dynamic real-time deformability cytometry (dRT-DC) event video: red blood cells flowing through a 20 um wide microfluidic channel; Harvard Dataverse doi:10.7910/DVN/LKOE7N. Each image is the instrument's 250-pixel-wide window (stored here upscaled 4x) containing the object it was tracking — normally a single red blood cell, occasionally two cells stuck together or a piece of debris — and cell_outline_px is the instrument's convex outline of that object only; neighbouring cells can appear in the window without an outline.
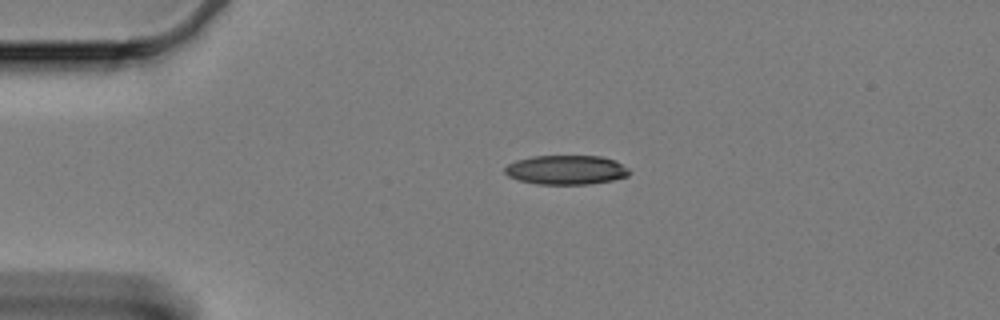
{"species": "Egyptian fruit bat (a non-hibernating species)", "species_latin": "Rousettus aegyptiacus", "temperature_condition": "cold", "stored_images_in_passage": 48, "camera_frame_rate_fps": 3000, "um_per_image_px": 0.085, "animal": {"sex": "female"}, "frame": {"image": 1, "passage_image": 1, "time_ms": 0.0, "image_size_px": [1000, 320], "cell_outline_px": [[632, 172], [628, 176], [612, 180], [588, 184], [536, 184], [520, 180], [508, 176], [504, 172], [504, 168], [508, 164], [516, 160], [532, 156], [600, 156], [616, 160], [628, 168]], "centroid_in_image_um": [48.14, 14.43], "position_along_channel_um": 36.9, "area_um2": 21.33}}
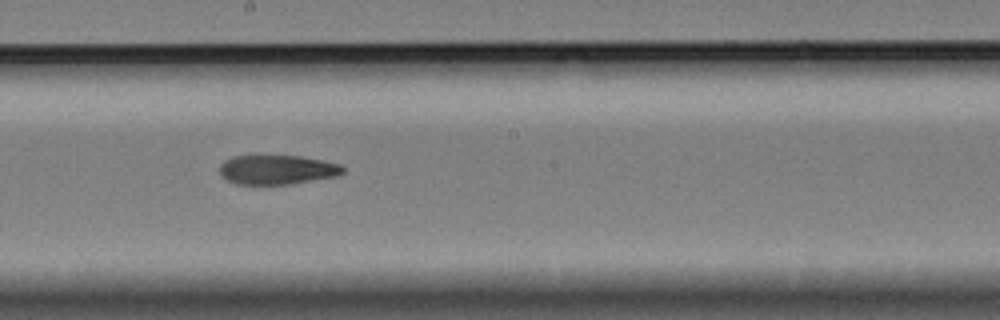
{"frame": {"image": 2, "passage_image": 21, "time_ms": 6.667, "image_size_px": [1000, 320], "cell_outline_px": [[344, 172], [336, 176], [292, 184], [236, 184], [220, 176], [220, 164], [224, 160], [232, 156], [300, 156], [340, 164], [344, 168]], "centroid_in_image_um": [23.53, 14.43], "position_along_channel_um": 224.7, "area_um2": 21.04}}
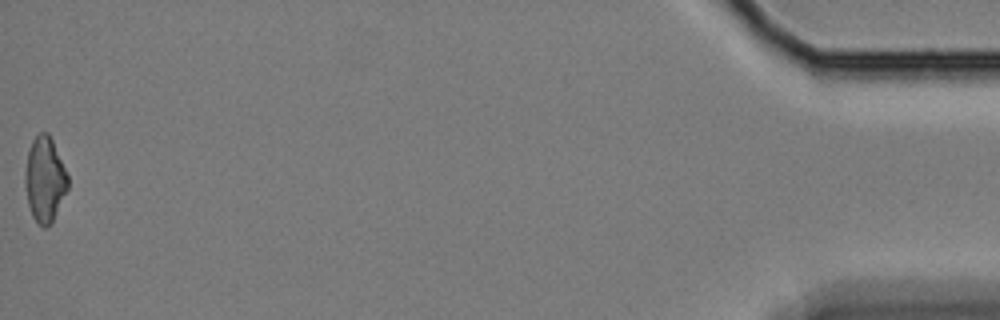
{"frame": {"image": 3, "passage_image": 48, "time_ms": 15.667, "image_size_px": [1000, 320], "cell_outline_px": [[68, 188], [52, 224], [44, 228], [32, 216], [28, 204], [24, 184], [24, 172], [28, 152], [32, 140], [40, 132], [48, 132], [52, 140], [68, 176]], "centroid_in_image_um": [3.79, 15.27], "position_along_channel_um": 431.4, "area_um2": 21.21}, "authors_computed_cell_mechanics": {"area_um2": 22.0218, "velocity_mm_per_s": 3.3309, "shape_relaxation_time_tau1_ms": 6.3823, "shape_relaxation_time_tau2_ms": 8.1518, "deformation_change_tau1": 0.177, "deformation_change_tau2": 0.1506}}